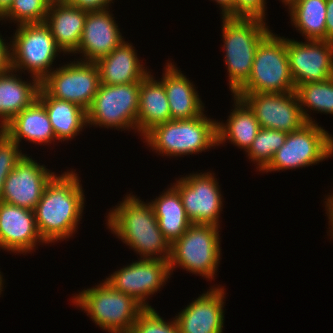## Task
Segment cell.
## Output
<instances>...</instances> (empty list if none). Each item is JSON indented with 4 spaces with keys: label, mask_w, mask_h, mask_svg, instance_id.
<instances>
[{
    "label": "cell",
    "mask_w": 333,
    "mask_h": 333,
    "mask_svg": "<svg viewBox=\"0 0 333 333\" xmlns=\"http://www.w3.org/2000/svg\"><path fill=\"white\" fill-rule=\"evenodd\" d=\"M286 137V132L260 128L252 145L246 151L249 159L257 163L259 171H262L270 163L274 154L285 143Z\"/></svg>",
    "instance_id": "31"
},
{
    "label": "cell",
    "mask_w": 333,
    "mask_h": 333,
    "mask_svg": "<svg viewBox=\"0 0 333 333\" xmlns=\"http://www.w3.org/2000/svg\"><path fill=\"white\" fill-rule=\"evenodd\" d=\"M107 218L108 229L142 255L141 258L169 260L170 244L160 231L150 203L126 195L123 202L110 210Z\"/></svg>",
    "instance_id": "2"
},
{
    "label": "cell",
    "mask_w": 333,
    "mask_h": 333,
    "mask_svg": "<svg viewBox=\"0 0 333 333\" xmlns=\"http://www.w3.org/2000/svg\"><path fill=\"white\" fill-rule=\"evenodd\" d=\"M155 200L149 202L158 220L160 231L171 245L192 224L187 218L178 190L171 185Z\"/></svg>",
    "instance_id": "28"
},
{
    "label": "cell",
    "mask_w": 333,
    "mask_h": 333,
    "mask_svg": "<svg viewBox=\"0 0 333 333\" xmlns=\"http://www.w3.org/2000/svg\"><path fill=\"white\" fill-rule=\"evenodd\" d=\"M18 27L10 44L11 69L15 72L27 70L32 78L42 82L54 70L51 65L58 52L63 51L57 46L45 22Z\"/></svg>",
    "instance_id": "8"
},
{
    "label": "cell",
    "mask_w": 333,
    "mask_h": 333,
    "mask_svg": "<svg viewBox=\"0 0 333 333\" xmlns=\"http://www.w3.org/2000/svg\"><path fill=\"white\" fill-rule=\"evenodd\" d=\"M218 228L210 224L192 223L185 233L170 245V274L177 266H181L193 274L213 279L221 259Z\"/></svg>",
    "instance_id": "7"
},
{
    "label": "cell",
    "mask_w": 333,
    "mask_h": 333,
    "mask_svg": "<svg viewBox=\"0 0 333 333\" xmlns=\"http://www.w3.org/2000/svg\"><path fill=\"white\" fill-rule=\"evenodd\" d=\"M173 184L191 223L220 227L219 217L223 201L217 178L212 173H193L181 177Z\"/></svg>",
    "instance_id": "12"
},
{
    "label": "cell",
    "mask_w": 333,
    "mask_h": 333,
    "mask_svg": "<svg viewBox=\"0 0 333 333\" xmlns=\"http://www.w3.org/2000/svg\"><path fill=\"white\" fill-rule=\"evenodd\" d=\"M87 12L62 1L50 2L45 24L63 53L73 54L79 48Z\"/></svg>",
    "instance_id": "20"
},
{
    "label": "cell",
    "mask_w": 333,
    "mask_h": 333,
    "mask_svg": "<svg viewBox=\"0 0 333 333\" xmlns=\"http://www.w3.org/2000/svg\"><path fill=\"white\" fill-rule=\"evenodd\" d=\"M329 197L326 199V209H327V215H328V219H329V225H331L330 229V236H332L333 238V194L332 195H328Z\"/></svg>",
    "instance_id": "40"
},
{
    "label": "cell",
    "mask_w": 333,
    "mask_h": 333,
    "mask_svg": "<svg viewBox=\"0 0 333 333\" xmlns=\"http://www.w3.org/2000/svg\"><path fill=\"white\" fill-rule=\"evenodd\" d=\"M307 41L303 43L286 38L289 68L295 87L333 77V42Z\"/></svg>",
    "instance_id": "14"
},
{
    "label": "cell",
    "mask_w": 333,
    "mask_h": 333,
    "mask_svg": "<svg viewBox=\"0 0 333 333\" xmlns=\"http://www.w3.org/2000/svg\"><path fill=\"white\" fill-rule=\"evenodd\" d=\"M297 0H282V3H284L286 6H289L290 8Z\"/></svg>",
    "instance_id": "42"
},
{
    "label": "cell",
    "mask_w": 333,
    "mask_h": 333,
    "mask_svg": "<svg viewBox=\"0 0 333 333\" xmlns=\"http://www.w3.org/2000/svg\"><path fill=\"white\" fill-rule=\"evenodd\" d=\"M161 78L167 94L171 120L191 119L201 116L204 104L196 92L193 82L178 70L176 65L167 63Z\"/></svg>",
    "instance_id": "21"
},
{
    "label": "cell",
    "mask_w": 333,
    "mask_h": 333,
    "mask_svg": "<svg viewBox=\"0 0 333 333\" xmlns=\"http://www.w3.org/2000/svg\"><path fill=\"white\" fill-rule=\"evenodd\" d=\"M20 146L0 129V202H2L4 182L25 154Z\"/></svg>",
    "instance_id": "33"
},
{
    "label": "cell",
    "mask_w": 333,
    "mask_h": 333,
    "mask_svg": "<svg viewBox=\"0 0 333 333\" xmlns=\"http://www.w3.org/2000/svg\"><path fill=\"white\" fill-rule=\"evenodd\" d=\"M72 300L90 315L96 325L109 333H130L137 317L145 309L133 297L114 289L106 281L83 289Z\"/></svg>",
    "instance_id": "5"
},
{
    "label": "cell",
    "mask_w": 333,
    "mask_h": 333,
    "mask_svg": "<svg viewBox=\"0 0 333 333\" xmlns=\"http://www.w3.org/2000/svg\"><path fill=\"white\" fill-rule=\"evenodd\" d=\"M134 46L123 41L95 64L99 70L100 84L118 85L141 82L149 73L141 64Z\"/></svg>",
    "instance_id": "22"
},
{
    "label": "cell",
    "mask_w": 333,
    "mask_h": 333,
    "mask_svg": "<svg viewBox=\"0 0 333 333\" xmlns=\"http://www.w3.org/2000/svg\"><path fill=\"white\" fill-rule=\"evenodd\" d=\"M80 182L75 171H68L46 185L34 209L38 232L46 243L67 239L77 231L85 201Z\"/></svg>",
    "instance_id": "1"
},
{
    "label": "cell",
    "mask_w": 333,
    "mask_h": 333,
    "mask_svg": "<svg viewBox=\"0 0 333 333\" xmlns=\"http://www.w3.org/2000/svg\"><path fill=\"white\" fill-rule=\"evenodd\" d=\"M130 333H180L177 322H166L154 308H145L137 317Z\"/></svg>",
    "instance_id": "34"
},
{
    "label": "cell",
    "mask_w": 333,
    "mask_h": 333,
    "mask_svg": "<svg viewBox=\"0 0 333 333\" xmlns=\"http://www.w3.org/2000/svg\"><path fill=\"white\" fill-rule=\"evenodd\" d=\"M286 49V39L270 32L258 45L248 81L233 95L242 99L253 93L295 91Z\"/></svg>",
    "instance_id": "6"
},
{
    "label": "cell",
    "mask_w": 333,
    "mask_h": 333,
    "mask_svg": "<svg viewBox=\"0 0 333 333\" xmlns=\"http://www.w3.org/2000/svg\"><path fill=\"white\" fill-rule=\"evenodd\" d=\"M332 154L333 136L316 122H307L300 129L287 134L285 143L262 172L312 166L330 158Z\"/></svg>",
    "instance_id": "9"
},
{
    "label": "cell",
    "mask_w": 333,
    "mask_h": 333,
    "mask_svg": "<svg viewBox=\"0 0 333 333\" xmlns=\"http://www.w3.org/2000/svg\"><path fill=\"white\" fill-rule=\"evenodd\" d=\"M169 277L168 260L140 258L115 271L105 281L133 297L144 308H152L145 300L163 287Z\"/></svg>",
    "instance_id": "13"
},
{
    "label": "cell",
    "mask_w": 333,
    "mask_h": 333,
    "mask_svg": "<svg viewBox=\"0 0 333 333\" xmlns=\"http://www.w3.org/2000/svg\"><path fill=\"white\" fill-rule=\"evenodd\" d=\"M327 0H297L289 9L292 25L307 40H326Z\"/></svg>",
    "instance_id": "29"
},
{
    "label": "cell",
    "mask_w": 333,
    "mask_h": 333,
    "mask_svg": "<svg viewBox=\"0 0 333 333\" xmlns=\"http://www.w3.org/2000/svg\"><path fill=\"white\" fill-rule=\"evenodd\" d=\"M326 12V41L333 42V0H327Z\"/></svg>",
    "instance_id": "38"
},
{
    "label": "cell",
    "mask_w": 333,
    "mask_h": 333,
    "mask_svg": "<svg viewBox=\"0 0 333 333\" xmlns=\"http://www.w3.org/2000/svg\"><path fill=\"white\" fill-rule=\"evenodd\" d=\"M143 139L159 155H191L217 145V121L204 113L191 119L171 120L153 127Z\"/></svg>",
    "instance_id": "4"
},
{
    "label": "cell",
    "mask_w": 333,
    "mask_h": 333,
    "mask_svg": "<svg viewBox=\"0 0 333 333\" xmlns=\"http://www.w3.org/2000/svg\"><path fill=\"white\" fill-rule=\"evenodd\" d=\"M51 0H14L1 20H14L18 25L44 23Z\"/></svg>",
    "instance_id": "32"
},
{
    "label": "cell",
    "mask_w": 333,
    "mask_h": 333,
    "mask_svg": "<svg viewBox=\"0 0 333 333\" xmlns=\"http://www.w3.org/2000/svg\"><path fill=\"white\" fill-rule=\"evenodd\" d=\"M5 40L0 35V74L11 69V51L10 44L7 46Z\"/></svg>",
    "instance_id": "37"
},
{
    "label": "cell",
    "mask_w": 333,
    "mask_h": 333,
    "mask_svg": "<svg viewBox=\"0 0 333 333\" xmlns=\"http://www.w3.org/2000/svg\"><path fill=\"white\" fill-rule=\"evenodd\" d=\"M110 10L88 11L80 45L75 53H82L81 61L96 63L117 48L123 41Z\"/></svg>",
    "instance_id": "19"
},
{
    "label": "cell",
    "mask_w": 333,
    "mask_h": 333,
    "mask_svg": "<svg viewBox=\"0 0 333 333\" xmlns=\"http://www.w3.org/2000/svg\"><path fill=\"white\" fill-rule=\"evenodd\" d=\"M37 242L46 243L38 232L34 211L0 202V248L26 254Z\"/></svg>",
    "instance_id": "17"
},
{
    "label": "cell",
    "mask_w": 333,
    "mask_h": 333,
    "mask_svg": "<svg viewBox=\"0 0 333 333\" xmlns=\"http://www.w3.org/2000/svg\"><path fill=\"white\" fill-rule=\"evenodd\" d=\"M73 61L53 70L41 87L51 96L68 101L87 111L100 86L99 70L95 63Z\"/></svg>",
    "instance_id": "11"
},
{
    "label": "cell",
    "mask_w": 333,
    "mask_h": 333,
    "mask_svg": "<svg viewBox=\"0 0 333 333\" xmlns=\"http://www.w3.org/2000/svg\"><path fill=\"white\" fill-rule=\"evenodd\" d=\"M3 283H4V282H3V277H2V274H1V272H0V295H1V292L3 291V290H2V288H3V286H2Z\"/></svg>",
    "instance_id": "43"
},
{
    "label": "cell",
    "mask_w": 333,
    "mask_h": 333,
    "mask_svg": "<svg viewBox=\"0 0 333 333\" xmlns=\"http://www.w3.org/2000/svg\"><path fill=\"white\" fill-rule=\"evenodd\" d=\"M234 103L227 123L217 122V146L229 140L231 144L247 151L261 127L255 113L242 99L234 96Z\"/></svg>",
    "instance_id": "27"
},
{
    "label": "cell",
    "mask_w": 333,
    "mask_h": 333,
    "mask_svg": "<svg viewBox=\"0 0 333 333\" xmlns=\"http://www.w3.org/2000/svg\"><path fill=\"white\" fill-rule=\"evenodd\" d=\"M49 116L56 140L67 141L87 126V112L77 104L51 97L40 87L38 98Z\"/></svg>",
    "instance_id": "26"
},
{
    "label": "cell",
    "mask_w": 333,
    "mask_h": 333,
    "mask_svg": "<svg viewBox=\"0 0 333 333\" xmlns=\"http://www.w3.org/2000/svg\"><path fill=\"white\" fill-rule=\"evenodd\" d=\"M171 121L170 107L162 81L148 74L140 83L137 131L143 137L158 124Z\"/></svg>",
    "instance_id": "24"
},
{
    "label": "cell",
    "mask_w": 333,
    "mask_h": 333,
    "mask_svg": "<svg viewBox=\"0 0 333 333\" xmlns=\"http://www.w3.org/2000/svg\"><path fill=\"white\" fill-rule=\"evenodd\" d=\"M295 93L306 122L315 123L307 113L308 110L303 107L321 113L333 114V77L322 82H309L298 85L295 88Z\"/></svg>",
    "instance_id": "30"
},
{
    "label": "cell",
    "mask_w": 333,
    "mask_h": 333,
    "mask_svg": "<svg viewBox=\"0 0 333 333\" xmlns=\"http://www.w3.org/2000/svg\"><path fill=\"white\" fill-rule=\"evenodd\" d=\"M55 175L25 154L4 182L2 202L34 211Z\"/></svg>",
    "instance_id": "16"
},
{
    "label": "cell",
    "mask_w": 333,
    "mask_h": 333,
    "mask_svg": "<svg viewBox=\"0 0 333 333\" xmlns=\"http://www.w3.org/2000/svg\"><path fill=\"white\" fill-rule=\"evenodd\" d=\"M14 73L10 69L0 74V129L38 98L41 87L35 77L28 83Z\"/></svg>",
    "instance_id": "25"
},
{
    "label": "cell",
    "mask_w": 333,
    "mask_h": 333,
    "mask_svg": "<svg viewBox=\"0 0 333 333\" xmlns=\"http://www.w3.org/2000/svg\"><path fill=\"white\" fill-rule=\"evenodd\" d=\"M213 1V0H212ZM222 10V16H234V0H214Z\"/></svg>",
    "instance_id": "39"
},
{
    "label": "cell",
    "mask_w": 333,
    "mask_h": 333,
    "mask_svg": "<svg viewBox=\"0 0 333 333\" xmlns=\"http://www.w3.org/2000/svg\"><path fill=\"white\" fill-rule=\"evenodd\" d=\"M266 0H234V16L265 17Z\"/></svg>",
    "instance_id": "35"
},
{
    "label": "cell",
    "mask_w": 333,
    "mask_h": 333,
    "mask_svg": "<svg viewBox=\"0 0 333 333\" xmlns=\"http://www.w3.org/2000/svg\"><path fill=\"white\" fill-rule=\"evenodd\" d=\"M14 0H0V18L9 10Z\"/></svg>",
    "instance_id": "41"
},
{
    "label": "cell",
    "mask_w": 333,
    "mask_h": 333,
    "mask_svg": "<svg viewBox=\"0 0 333 333\" xmlns=\"http://www.w3.org/2000/svg\"><path fill=\"white\" fill-rule=\"evenodd\" d=\"M1 129L19 146L23 138L39 145L56 140L45 106L38 99Z\"/></svg>",
    "instance_id": "23"
},
{
    "label": "cell",
    "mask_w": 333,
    "mask_h": 333,
    "mask_svg": "<svg viewBox=\"0 0 333 333\" xmlns=\"http://www.w3.org/2000/svg\"><path fill=\"white\" fill-rule=\"evenodd\" d=\"M64 3L87 11L109 10V5L113 0H61Z\"/></svg>",
    "instance_id": "36"
},
{
    "label": "cell",
    "mask_w": 333,
    "mask_h": 333,
    "mask_svg": "<svg viewBox=\"0 0 333 333\" xmlns=\"http://www.w3.org/2000/svg\"><path fill=\"white\" fill-rule=\"evenodd\" d=\"M141 82L129 84H100L87 109V124L118 130H137L139 90Z\"/></svg>",
    "instance_id": "10"
},
{
    "label": "cell",
    "mask_w": 333,
    "mask_h": 333,
    "mask_svg": "<svg viewBox=\"0 0 333 333\" xmlns=\"http://www.w3.org/2000/svg\"><path fill=\"white\" fill-rule=\"evenodd\" d=\"M224 287H212L175 317L180 333H222Z\"/></svg>",
    "instance_id": "18"
},
{
    "label": "cell",
    "mask_w": 333,
    "mask_h": 333,
    "mask_svg": "<svg viewBox=\"0 0 333 333\" xmlns=\"http://www.w3.org/2000/svg\"><path fill=\"white\" fill-rule=\"evenodd\" d=\"M229 88L234 95L249 79L259 43L271 32L259 17L222 16Z\"/></svg>",
    "instance_id": "3"
},
{
    "label": "cell",
    "mask_w": 333,
    "mask_h": 333,
    "mask_svg": "<svg viewBox=\"0 0 333 333\" xmlns=\"http://www.w3.org/2000/svg\"><path fill=\"white\" fill-rule=\"evenodd\" d=\"M242 100L255 113L261 128L291 133L307 123L295 91L246 94Z\"/></svg>",
    "instance_id": "15"
}]
</instances>
